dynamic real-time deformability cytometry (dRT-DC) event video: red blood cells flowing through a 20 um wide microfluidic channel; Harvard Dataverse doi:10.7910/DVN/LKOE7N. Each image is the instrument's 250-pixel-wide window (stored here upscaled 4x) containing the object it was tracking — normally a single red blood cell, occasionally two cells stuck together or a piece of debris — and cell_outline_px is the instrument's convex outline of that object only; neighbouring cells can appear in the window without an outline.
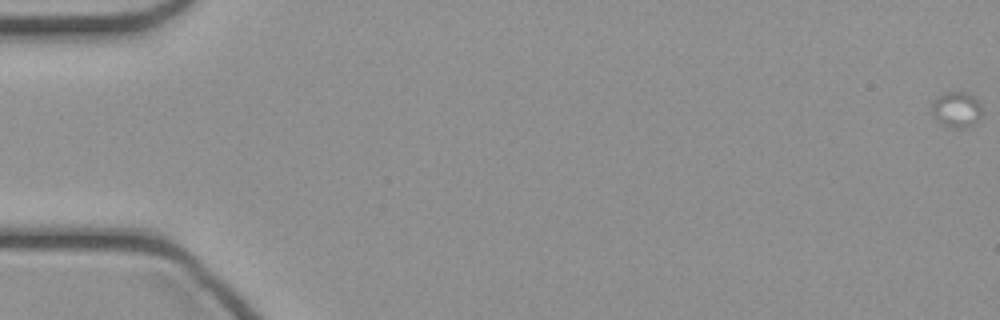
{"species": "common noctule bat (a hibernating species)", "species_latin": "Nyctalus noctula", "temperature_condition": "cold", "stored_images_in_passage": 17, "camera_frame_rate_fps": 3000, "um_per_image_px": 0.085, "animal": {"sex": "female", "body_mass_g": 21.9}, "frame": {"image": 1, "passage_image": 1, "time_ms": 0.0, "image_size_px": [1000, 320], "cell_outline_px": [[984, 112], [976, 124], [968, 128], [956, 128], [944, 124], [936, 120], [932, 112], [932, 104], [944, 92], [968, 92], [980, 104]], "centroid_in_image_um": [81.37, 9.33], "position_along_channel_um": 3.6, "area_um2": 10.46}}